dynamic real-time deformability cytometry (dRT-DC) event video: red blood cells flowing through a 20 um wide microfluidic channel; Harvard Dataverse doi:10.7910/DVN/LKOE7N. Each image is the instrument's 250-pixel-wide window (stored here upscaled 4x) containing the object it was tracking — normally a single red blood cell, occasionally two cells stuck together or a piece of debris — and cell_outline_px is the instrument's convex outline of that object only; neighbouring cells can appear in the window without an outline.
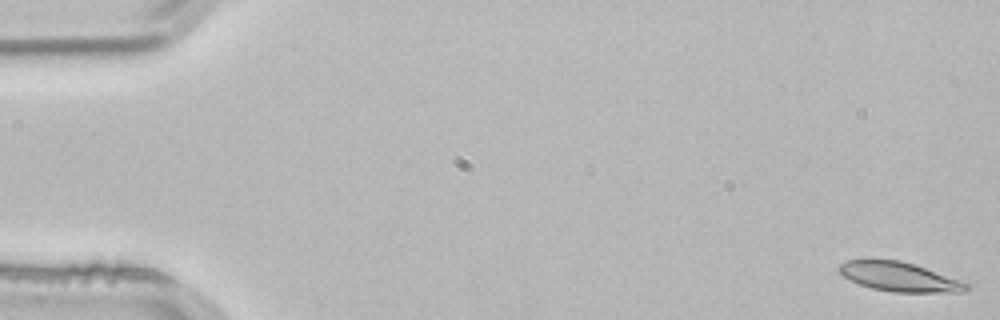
{"species": "common noctule bat (a hibernating species)", "species_latin": "Nyctalus noctula", "temperature_condition": "room temperature", "stored_images_in_passage": 54, "camera_frame_rate_fps": 3000, "um_per_image_px": 0.085, "animal": {"sex": "male", "body_mass_g": 21.5, "forearm_length_mm": 52.0}, "frame": {"image": 1, "passage_image": 1, "time_ms": 0.0, "image_size_px": [1000, 320], "cell_outline_px": [[972, 288], [964, 292], [892, 292], [872, 288], [860, 284], [844, 276], [836, 268], [840, 264], [848, 260], [900, 260], [968, 280], [972, 284]], "centroid_in_image_um": [76.61, 23.54], "position_along_channel_um": 8.4, "area_um2": 22.14}}
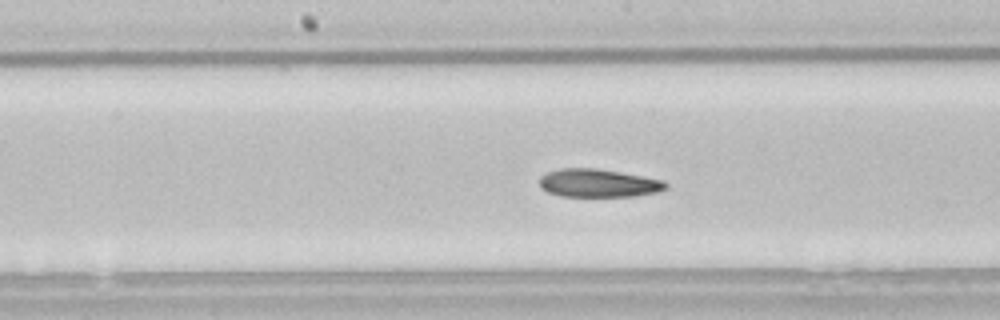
{"frame": {"image": 2, "passage_image": 27, "time_ms": 8.667, "image_size_px": [1000, 320], "cell_outline_px": [[668, 188], [656, 192], [632, 196], [560, 196], [548, 192], [540, 188], [540, 176], [544, 172], [560, 168], [596, 168], [644, 176], [664, 180], [668, 184]], "centroid_in_image_um": [50.83, 15.55], "position_along_channel_um": 197.4, "area_um2": 20.87}}
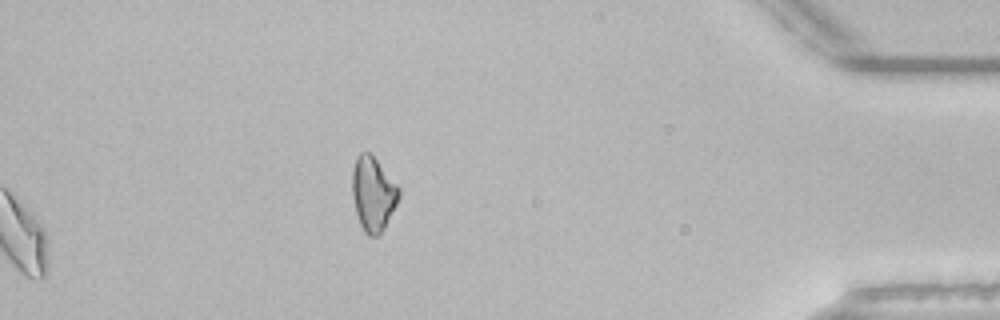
{"frame": {"image": 3, "passage_image": 54, "time_ms": 17.667, "image_size_px": [1000, 320], "cell_outline_px": [[400, 196], [384, 228], [376, 236], [368, 236], [364, 232], [360, 224], [356, 212], [352, 196], [352, 168], [356, 156], [360, 152], [368, 152], [376, 160], [400, 188]], "centroid_in_image_um": [31.69, 16.47], "position_along_channel_um": 403.5, "area_um2": 20.0}, "authors_computed_cell_mechanics": {"area_um2": 21.7328, "velocity_mm_per_s": 3.8207, "shape_relaxation_time_tau1_ms": 7.3898, "shape_relaxation_time_tau2_ms": 4.4627, "deformation_change_tau1": 0.17, "deformation_change_tau2": 0.1189}}